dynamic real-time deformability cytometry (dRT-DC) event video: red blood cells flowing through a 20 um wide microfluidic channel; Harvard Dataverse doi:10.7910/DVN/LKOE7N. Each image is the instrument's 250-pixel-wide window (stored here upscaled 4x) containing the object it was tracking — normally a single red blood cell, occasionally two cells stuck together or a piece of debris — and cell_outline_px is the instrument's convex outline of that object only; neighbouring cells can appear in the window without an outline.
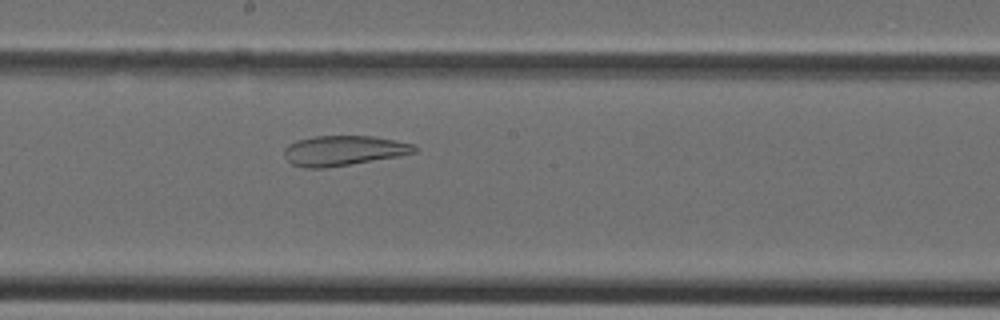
{"species": "Egyptian fruit bat (a non-hibernating species)", "species_latin": "Rousettus aegyptiacus", "temperature_condition": "cold", "stored_images_in_passage": 29, "camera_frame_rate_fps": 3000, "um_per_image_px": 0.085, "animal": {"sex": "female"}, "frame": {"image": 1, "passage_image": 15, "time_ms": 4.667, "image_size_px": [1000, 320], "cell_outline_px": [[416, 152], [400, 156], [324, 168], [304, 168], [292, 164], [284, 156], [284, 148], [288, 144], [296, 140], [316, 136], [372, 136], [412, 144], [416, 148]], "centroid_in_image_um": [29.15, 12.8], "position_along_channel_um": 219.1, "area_um2": 22.6}}
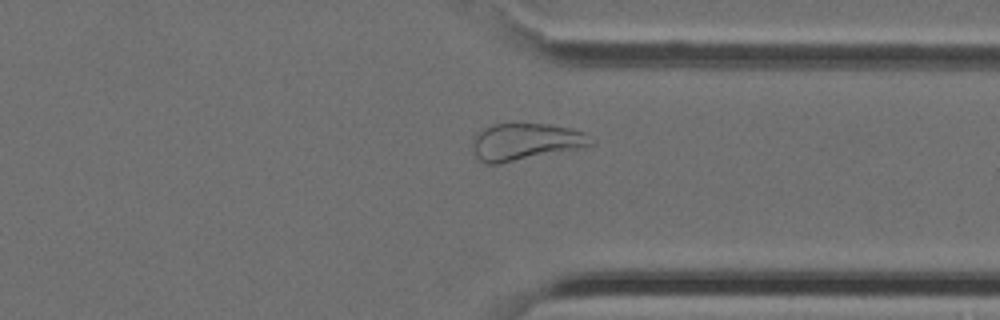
{"frame": {"image": 2, "passage_image": 24, "time_ms": 7.667, "image_size_px": [1000, 320], "cell_outline_px": [[596, 140], [592, 144], [576, 148], [500, 164], [484, 164], [472, 156], [472, 140], [476, 132], [492, 124], [548, 124], [572, 128], [584, 132]], "centroid_in_image_um": [44.58, 12.05], "position_along_channel_um": 366.8, "area_um2": 25.66}}
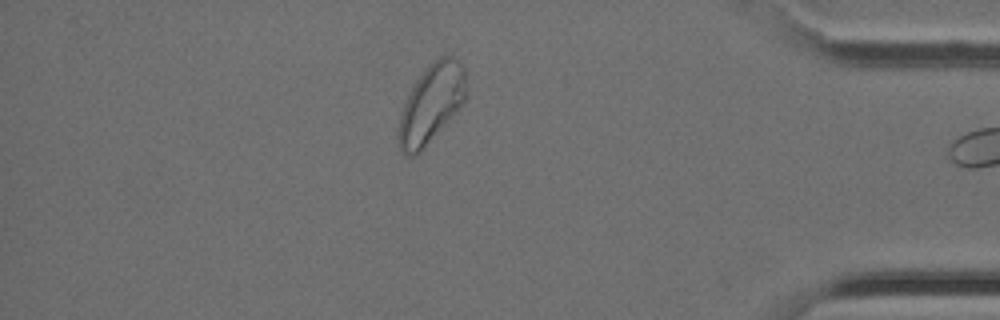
{"frame": {"image": 3, "passage_image": 28, "time_ms": 9.0, "image_size_px": [1000, 320], "cell_outline_px": [[468, 92], [464, 100], [456, 112], [420, 152], [416, 156], [404, 156], [400, 152], [396, 136], [400, 112], [416, 80], [432, 60], [440, 56], [452, 56], [464, 68], [468, 88]], "centroid_in_image_um": [36.63, 8.84], "position_along_channel_um": 398.6, "area_um2": 31.21}}